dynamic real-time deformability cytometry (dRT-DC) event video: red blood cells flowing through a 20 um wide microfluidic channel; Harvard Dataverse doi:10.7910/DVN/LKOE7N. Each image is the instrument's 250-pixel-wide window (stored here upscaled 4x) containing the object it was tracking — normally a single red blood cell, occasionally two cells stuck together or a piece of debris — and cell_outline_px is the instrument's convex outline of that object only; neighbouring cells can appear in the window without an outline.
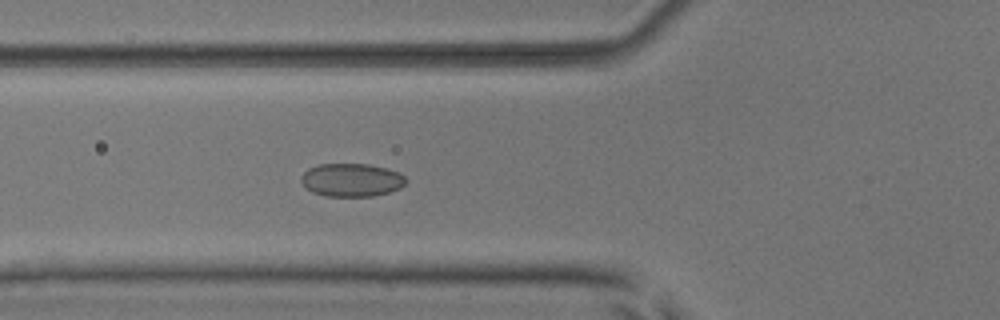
{"species": "common noctule bat (a hibernating species)", "species_latin": "Nyctalus noctula", "temperature_condition": "room temperature", "stored_images_in_passage": 53, "camera_frame_rate_fps": 3000, "um_per_image_px": 0.085, "animal": {"sex": "male", "body_mass_g": 17.9, "forearm_length_mm": 54.2}, "frame": {"image": 1, "passage_image": 20, "time_ms": 6.333, "image_size_px": [1000, 320], "cell_outline_px": [[408, 180], [400, 188], [388, 192], [372, 196], [324, 196], [312, 192], [304, 188], [300, 180], [300, 176], [308, 168], [320, 164], [368, 164], [400, 172]], "centroid_in_image_um": [29.84, 15.3], "position_along_channel_um": 96.0, "area_um2": 20.4}}
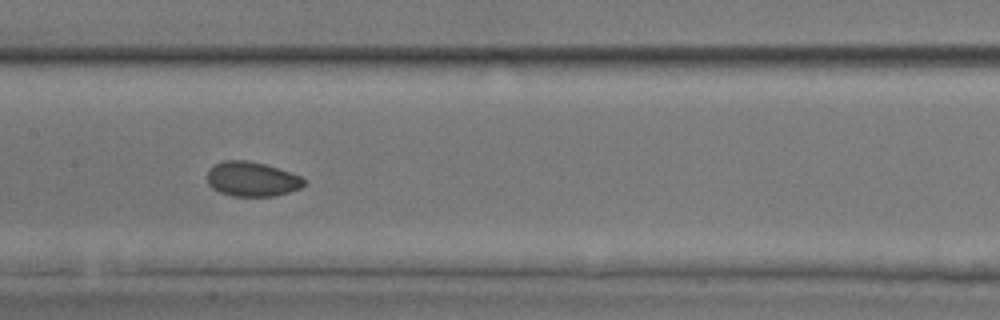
{"frame": {"image": 2, "passage_image": 27, "time_ms": 8.667, "image_size_px": [1000, 320], "cell_outline_px": [[304, 184], [300, 188], [288, 192], [272, 196], [232, 196], [220, 192], [212, 188], [208, 184], [208, 172], [216, 164], [224, 160], [248, 160], [264, 164], [300, 176], [304, 180]], "centroid_in_image_um": [21.39, 15.23], "position_along_channel_um": 186.0, "area_um2": 19.19}}
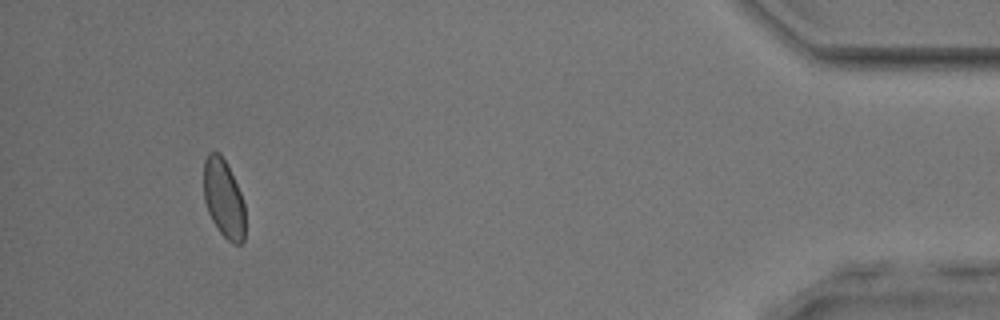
{"frame": {"image": 3, "passage_image": 50, "time_ms": 16.333, "image_size_px": [1000, 320], "cell_outline_px": [[244, 240], [240, 244], [232, 244], [216, 228], [208, 212], [204, 200], [204, 160], [208, 152], [212, 148], [220, 152], [240, 192], [244, 204]], "centroid_in_image_um": [18.99, 16.85], "position_along_channel_um": 416.2, "area_um2": 18.96}, "authors_computed_cell_mechanics": {"area_um2": 19.7098, "velocity_mm_per_s": 3.8652, "shape_relaxation_time_tau1_ms": 5.3655, "shape_relaxation_time_tau2_ms": 2.7402, "deformation_change_tau1": 0.0778, "deformation_change_tau2": 0.0404}}